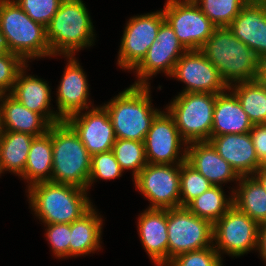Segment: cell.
Returning a JSON list of instances; mask_svg holds the SVG:
<instances>
[{
	"instance_id": "1",
	"label": "cell",
	"mask_w": 266,
	"mask_h": 266,
	"mask_svg": "<svg viewBox=\"0 0 266 266\" xmlns=\"http://www.w3.org/2000/svg\"><path fill=\"white\" fill-rule=\"evenodd\" d=\"M200 51L218 69L229 88L232 82L254 81L258 57L228 27H217Z\"/></svg>"
},
{
	"instance_id": "2",
	"label": "cell",
	"mask_w": 266,
	"mask_h": 266,
	"mask_svg": "<svg viewBox=\"0 0 266 266\" xmlns=\"http://www.w3.org/2000/svg\"><path fill=\"white\" fill-rule=\"evenodd\" d=\"M85 189L51 181L28 187L29 202L46 224L68 223L79 219L93 205Z\"/></svg>"
},
{
	"instance_id": "3",
	"label": "cell",
	"mask_w": 266,
	"mask_h": 266,
	"mask_svg": "<svg viewBox=\"0 0 266 266\" xmlns=\"http://www.w3.org/2000/svg\"><path fill=\"white\" fill-rule=\"evenodd\" d=\"M52 155L51 182L87 190L91 155L65 120L52 124Z\"/></svg>"
},
{
	"instance_id": "4",
	"label": "cell",
	"mask_w": 266,
	"mask_h": 266,
	"mask_svg": "<svg viewBox=\"0 0 266 266\" xmlns=\"http://www.w3.org/2000/svg\"><path fill=\"white\" fill-rule=\"evenodd\" d=\"M148 88L149 85H131L104 105L116 138L144 142L152 121L160 112L152 108Z\"/></svg>"
},
{
	"instance_id": "5",
	"label": "cell",
	"mask_w": 266,
	"mask_h": 266,
	"mask_svg": "<svg viewBox=\"0 0 266 266\" xmlns=\"http://www.w3.org/2000/svg\"><path fill=\"white\" fill-rule=\"evenodd\" d=\"M0 31L9 52L25 62L52 55L46 27L33 21L14 0H0Z\"/></svg>"
},
{
	"instance_id": "6",
	"label": "cell",
	"mask_w": 266,
	"mask_h": 266,
	"mask_svg": "<svg viewBox=\"0 0 266 266\" xmlns=\"http://www.w3.org/2000/svg\"><path fill=\"white\" fill-rule=\"evenodd\" d=\"M52 55L73 56L75 51L91 46L93 25L82 0H63L46 27Z\"/></svg>"
},
{
	"instance_id": "7",
	"label": "cell",
	"mask_w": 266,
	"mask_h": 266,
	"mask_svg": "<svg viewBox=\"0 0 266 266\" xmlns=\"http://www.w3.org/2000/svg\"><path fill=\"white\" fill-rule=\"evenodd\" d=\"M216 96L202 92L180 93L166 108L186 144L208 142L211 138Z\"/></svg>"
},
{
	"instance_id": "8",
	"label": "cell",
	"mask_w": 266,
	"mask_h": 266,
	"mask_svg": "<svg viewBox=\"0 0 266 266\" xmlns=\"http://www.w3.org/2000/svg\"><path fill=\"white\" fill-rule=\"evenodd\" d=\"M167 232L168 262L180 254L213 244V224L194 215L187 207L167 209Z\"/></svg>"
},
{
	"instance_id": "9",
	"label": "cell",
	"mask_w": 266,
	"mask_h": 266,
	"mask_svg": "<svg viewBox=\"0 0 266 266\" xmlns=\"http://www.w3.org/2000/svg\"><path fill=\"white\" fill-rule=\"evenodd\" d=\"M165 20L188 50H200L217 28L193 0H167Z\"/></svg>"
},
{
	"instance_id": "10",
	"label": "cell",
	"mask_w": 266,
	"mask_h": 266,
	"mask_svg": "<svg viewBox=\"0 0 266 266\" xmlns=\"http://www.w3.org/2000/svg\"><path fill=\"white\" fill-rule=\"evenodd\" d=\"M174 166L175 164L147 163L139 174L133 178L137 189L145 198L151 201L149 208L180 207L181 164Z\"/></svg>"
},
{
	"instance_id": "11",
	"label": "cell",
	"mask_w": 266,
	"mask_h": 266,
	"mask_svg": "<svg viewBox=\"0 0 266 266\" xmlns=\"http://www.w3.org/2000/svg\"><path fill=\"white\" fill-rule=\"evenodd\" d=\"M259 224L234 205L213 224L214 249L240 256L257 248Z\"/></svg>"
},
{
	"instance_id": "12",
	"label": "cell",
	"mask_w": 266,
	"mask_h": 266,
	"mask_svg": "<svg viewBox=\"0 0 266 266\" xmlns=\"http://www.w3.org/2000/svg\"><path fill=\"white\" fill-rule=\"evenodd\" d=\"M165 21L163 11L132 17L121 40L118 65L133 70L145 57Z\"/></svg>"
},
{
	"instance_id": "13",
	"label": "cell",
	"mask_w": 266,
	"mask_h": 266,
	"mask_svg": "<svg viewBox=\"0 0 266 266\" xmlns=\"http://www.w3.org/2000/svg\"><path fill=\"white\" fill-rule=\"evenodd\" d=\"M181 142L187 145L176 127L173 116L168 111L167 114L160 111L152 121L144 140L147 163L181 164L186 161V147L182 157H178Z\"/></svg>"
},
{
	"instance_id": "14",
	"label": "cell",
	"mask_w": 266,
	"mask_h": 266,
	"mask_svg": "<svg viewBox=\"0 0 266 266\" xmlns=\"http://www.w3.org/2000/svg\"><path fill=\"white\" fill-rule=\"evenodd\" d=\"M187 50L178 41L172 27L165 20L158 31L156 40L151 44L143 60L133 69L138 81L133 85H149L147 80L159 71L171 76L176 62Z\"/></svg>"
},
{
	"instance_id": "15",
	"label": "cell",
	"mask_w": 266,
	"mask_h": 266,
	"mask_svg": "<svg viewBox=\"0 0 266 266\" xmlns=\"http://www.w3.org/2000/svg\"><path fill=\"white\" fill-rule=\"evenodd\" d=\"M172 76L186 84L181 93L220 94L229 89L218 69L200 50L186 51L176 62Z\"/></svg>"
},
{
	"instance_id": "16",
	"label": "cell",
	"mask_w": 266,
	"mask_h": 266,
	"mask_svg": "<svg viewBox=\"0 0 266 266\" xmlns=\"http://www.w3.org/2000/svg\"><path fill=\"white\" fill-rule=\"evenodd\" d=\"M65 121L78 134L91 156L112 150L117 138L109 113L104 106L93 107L91 111L82 115L78 112Z\"/></svg>"
},
{
	"instance_id": "17",
	"label": "cell",
	"mask_w": 266,
	"mask_h": 266,
	"mask_svg": "<svg viewBox=\"0 0 266 266\" xmlns=\"http://www.w3.org/2000/svg\"><path fill=\"white\" fill-rule=\"evenodd\" d=\"M208 142L240 177L253 175L263 165L257 157L250 132L213 136Z\"/></svg>"
},
{
	"instance_id": "18",
	"label": "cell",
	"mask_w": 266,
	"mask_h": 266,
	"mask_svg": "<svg viewBox=\"0 0 266 266\" xmlns=\"http://www.w3.org/2000/svg\"><path fill=\"white\" fill-rule=\"evenodd\" d=\"M227 27L257 57L266 55V3L248 1Z\"/></svg>"
},
{
	"instance_id": "19",
	"label": "cell",
	"mask_w": 266,
	"mask_h": 266,
	"mask_svg": "<svg viewBox=\"0 0 266 266\" xmlns=\"http://www.w3.org/2000/svg\"><path fill=\"white\" fill-rule=\"evenodd\" d=\"M68 58L70 59L57 91L58 116L62 120L89 109L87 104L89 87L86 76L77 60L73 56Z\"/></svg>"
},
{
	"instance_id": "20",
	"label": "cell",
	"mask_w": 266,
	"mask_h": 266,
	"mask_svg": "<svg viewBox=\"0 0 266 266\" xmlns=\"http://www.w3.org/2000/svg\"><path fill=\"white\" fill-rule=\"evenodd\" d=\"M143 247L158 266L168 263L167 209L148 208L138 219Z\"/></svg>"
},
{
	"instance_id": "21",
	"label": "cell",
	"mask_w": 266,
	"mask_h": 266,
	"mask_svg": "<svg viewBox=\"0 0 266 266\" xmlns=\"http://www.w3.org/2000/svg\"><path fill=\"white\" fill-rule=\"evenodd\" d=\"M186 145V161L214 186L227 181H239L240 176L224 160L209 142H193Z\"/></svg>"
},
{
	"instance_id": "22",
	"label": "cell",
	"mask_w": 266,
	"mask_h": 266,
	"mask_svg": "<svg viewBox=\"0 0 266 266\" xmlns=\"http://www.w3.org/2000/svg\"><path fill=\"white\" fill-rule=\"evenodd\" d=\"M25 66L18 74L10 94L29 110L41 114L51 125L63 121L58 113L48 111L50 87L46 81L33 76H24Z\"/></svg>"
},
{
	"instance_id": "23",
	"label": "cell",
	"mask_w": 266,
	"mask_h": 266,
	"mask_svg": "<svg viewBox=\"0 0 266 266\" xmlns=\"http://www.w3.org/2000/svg\"><path fill=\"white\" fill-rule=\"evenodd\" d=\"M50 126L41 114L26 108L10 93L5 97L0 109L1 131L27 133L36 137L45 134Z\"/></svg>"
},
{
	"instance_id": "24",
	"label": "cell",
	"mask_w": 266,
	"mask_h": 266,
	"mask_svg": "<svg viewBox=\"0 0 266 266\" xmlns=\"http://www.w3.org/2000/svg\"><path fill=\"white\" fill-rule=\"evenodd\" d=\"M252 127V122L233 92L217 94L213 111L211 138L230 133H248Z\"/></svg>"
},
{
	"instance_id": "25",
	"label": "cell",
	"mask_w": 266,
	"mask_h": 266,
	"mask_svg": "<svg viewBox=\"0 0 266 266\" xmlns=\"http://www.w3.org/2000/svg\"><path fill=\"white\" fill-rule=\"evenodd\" d=\"M53 168L52 125L40 136L34 137L28 153L22 178L30 181L29 186L51 181Z\"/></svg>"
},
{
	"instance_id": "26",
	"label": "cell",
	"mask_w": 266,
	"mask_h": 266,
	"mask_svg": "<svg viewBox=\"0 0 266 266\" xmlns=\"http://www.w3.org/2000/svg\"><path fill=\"white\" fill-rule=\"evenodd\" d=\"M102 221L95 209L91 207L79 219L71 223L69 257L90 254L98 250Z\"/></svg>"
},
{
	"instance_id": "27",
	"label": "cell",
	"mask_w": 266,
	"mask_h": 266,
	"mask_svg": "<svg viewBox=\"0 0 266 266\" xmlns=\"http://www.w3.org/2000/svg\"><path fill=\"white\" fill-rule=\"evenodd\" d=\"M239 189L233 190V205L259 225L266 224V191L254 176L239 179Z\"/></svg>"
},
{
	"instance_id": "28",
	"label": "cell",
	"mask_w": 266,
	"mask_h": 266,
	"mask_svg": "<svg viewBox=\"0 0 266 266\" xmlns=\"http://www.w3.org/2000/svg\"><path fill=\"white\" fill-rule=\"evenodd\" d=\"M34 136L27 133L1 131L0 167L21 176L24 172L28 153Z\"/></svg>"
},
{
	"instance_id": "29",
	"label": "cell",
	"mask_w": 266,
	"mask_h": 266,
	"mask_svg": "<svg viewBox=\"0 0 266 266\" xmlns=\"http://www.w3.org/2000/svg\"><path fill=\"white\" fill-rule=\"evenodd\" d=\"M233 86L228 90H233L252 124H266V86L256 80Z\"/></svg>"
},
{
	"instance_id": "30",
	"label": "cell",
	"mask_w": 266,
	"mask_h": 266,
	"mask_svg": "<svg viewBox=\"0 0 266 266\" xmlns=\"http://www.w3.org/2000/svg\"><path fill=\"white\" fill-rule=\"evenodd\" d=\"M222 186H212L186 207L196 216L214 224L233 206V198H225Z\"/></svg>"
},
{
	"instance_id": "31",
	"label": "cell",
	"mask_w": 266,
	"mask_h": 266,
	"mask_svg": "<svg viewBox=\"0 0 266 266\" xmlns=\"http://www.w3.org/2000/svg\"><path fill=\"white\" fill-rule=\"evenodd\" d=\"M112 151L121 169H132L134 178L147 165L144 142L117 138Z\"/></svg>"
},
{
	"instance_id": "32",
	"label": "cell",
	"mask_w": 266,
	"mask_h": 266,
	"mask_svg": "<svg viewBox=\"0 0 266 266\" xmlns=\"http://www.w3.org/2000/svg\"><path fill=\"white\" fill-rule=\"evenodd\" d=\"M217 27H227L248 0H193ZM201 4V6H200Z\"/></svg>"
},
{
	"instance_id": "33",
	"label": "cell",
	"mask_w": 266,
	"mask_h": 266,
	"mask_svg": "<svg viewBox=\"0 0 266 266\" xmlns=\"http://www.w3.org/2000/svg\"><path fill=\"white\" fill-rule=\"evenodd\" d=\"M213 184L187 161L181 163L180 207H186L192 200L209 190Z\"/></svg>"
},
{
	"instance_id": "34",
	"label": "cell",
	"mask_w": 266,
	"mask_h": 266,
	"mask_svg": "<svg viewBox=\"0 0 266 266\" xmlns=\"http://www.w3.org/2000/svg\"><path fill=\"white\" fill-rule=\"evenodd\" d=\"M122 172L123 170L112 150L95 154L91 156V169L87 189L96 178L110 180L120 177Z\"/></svg>"
},
{
	"instance_id": "35",
	"label": "cell",
	"mask_w": 266,
	"mask_h": 266,
	"mask_svg": "<svg viewBox=\"0 0 266 266\" xmlns=\"http://www.w3.org/2000/svg\"><path fill=\"white\" fill-rule=\"evenodd\" d=\"M35 22L49 25L63 0H14Z\"/></svg>"
},
{
	"instance_id": "36",
	"label": "cell",
	"mask_w": 266,
	"mask_h": 266,
	"mask_svg": "<svg viewBox=\"0 0 266 266\" xmlns=\"http://www.w3.org/2000/svg\"><path fill=\"white\" fill-rule=\"evenodd\" d=\"M212 247L190 251L171 259L165 266H222L221 255Z\"/></svg>"
},
{
	"instance_id": "37",
	"label": "cell",
	"mask_w": 266,
	"mask_h": 266,
	"mask_svg": "<svg viewBox=\"0 0 266 266\" xmlns=\"http://www.w3.org/2000/svg\"><path fill=\"white\" fill-rule=\"evenodd\" d=\"M25 66V61L14 53L0 54V85L11 92L19 72Z\"/></svg>"
},
{
	"instance_id": "38",
	"label": "cell",
	"mask_w": 266,
	"mask_h": 266,
	"mask_svg": "<svg viewBox=\"0 0 266 266\" xmlns=\"http://www.w3.org/2000/svg\"><path fill=\"white\" fill-rule=\"evenodd\" d=\"M47 227L48 229L46 231V237L50 242L53 253L59 258L68 257L71 224H47Z\"/></svg>"
},
{
	"instance_id": "39",
	"label": "cell",
	"mask_w": 266,
	"mask_h": 266,
	"mask_svg": "<svg viewBox=\"0 0 266 266\" xmlns=\"http://www.w3.org/2000/svg\"><path fill=\"white\" fill-rule=\"evenodd\" d=\"M250 136L255 147L257 157L263 165L266 164V124H255L250 130Z\"/></svg>"
},
{
	"instance_id": "40",
	"label": "cell",
	"mask_w": 266,
	"mask_h": 266,
	"mask_svg": "<svg viewBox=\"0 0 266 266\" xmlns=\"http://www.w3.org/2000/svg\"><path fill=\"white\" fill-rule=\"evenodd\" d=\"M255 80L266 86V55L258 57Z\"/></svg>"
},
{
	"instance_id": "41",
	"label": "cell",
	"mask_w": 266,
	"mask_h": 266,
	"mask_svg": "<svg viewBox=\"0 0 266 266\" xmlns=\"http://www.w3.org/2000/svg\"><path fill=\"white\" fill-rule=\"evenodd\" d=\"M266 262V224H261L258 231L257 250Z\"/></svg>"
},
{
	"instance_id": "42",
	"label": "cell",
	"mask_w": 266,
	"mask_h": 266,
	"mask_svg": "<svg viewBox=\"0 0 266 266\" xmlns=\"http://www.w3.org/2000/svg\"><path fill=\"white\" fill-rule=\"evenodd\" d=\"M253 175L266 191V164L262 165Z\"/></svg>"
},
{
	"instance_id": "43",
	"label": "cell",
	"mask_w": 266,
	"mask_h": 266,
	"mask_svg": "<svg viewBox=\"0 0 266 266\" xmlns=\"http://www.w3.org/2000/svg\"><path fill=\"white\" fill-rule=\"evenodd\" d=\"M9 52L7 45L5 43V39L3 38V35L0 31V54H4Z\"/></svg>"
},
{
	"instance_id": "44",
	"label": "cell",
	"mask_w": 266,
	"mask_h": 266,
	"mask_svg": "<svg viewBox=\"0 0 266 266\" xmlns=\"http://www.w3.org/2000/svg\"><path fill=\"white\" fill-rule=\"evenodd\" d=\"M6 92H7V90L0 85V102L2 101L1 104H0V109H1L2 103H3L4 99H5L4 97L7 96V95H5Z\"/></svg>"
},
{
	"instance_id": "45",
	"label": "cell",
	"mask_w": 266,
	"mask_h": 266,
	"mask_svg": "<svg viewBox=\"0 0 266 266\" xmlns=\"http://www.w3.org/2000/svg\"><path fill=\"white\" fill-rule=\"evenodd\" d=\"M250 2H260V3H266V0H248Z\"/></svg>"
}]
</instances>
